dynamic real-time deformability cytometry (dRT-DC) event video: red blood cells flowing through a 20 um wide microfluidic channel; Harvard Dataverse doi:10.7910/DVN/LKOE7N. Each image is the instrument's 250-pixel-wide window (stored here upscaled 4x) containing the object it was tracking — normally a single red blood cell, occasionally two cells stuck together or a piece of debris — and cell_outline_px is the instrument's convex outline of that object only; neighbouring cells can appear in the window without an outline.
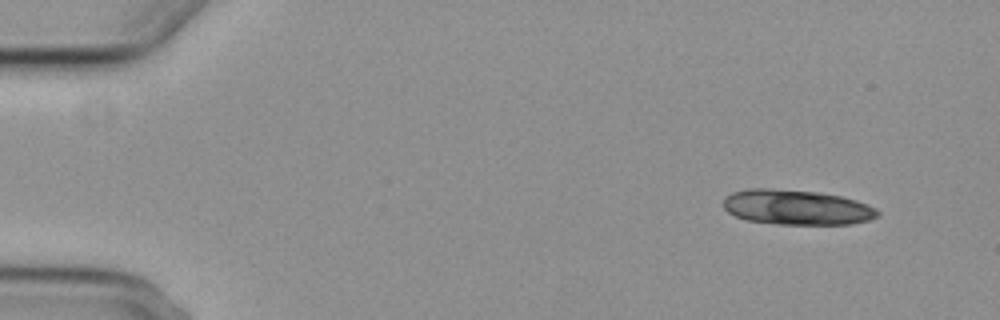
{"species": "common noctule bat (a hibernating species)", "species_latin": "Nyctalus noctula", "temperature_condition": "cold", "stored_images_in_passage": 7, "camera_frame_rate_fps": 3000, "um_per_image_px": 0.085, "animal": {"sex": "female", "body_mass_g": 29.2, "forearm_length_mm": 56.3}, "frame": {"image": 1, "passage_image": 1, "time_ms": 0.0, "image_size_px": [1000, 320], "cell_outline_px": [[880, 216], [868, 220], [852, 224], [776, 224], [744, 220], [728, 212], [724, 208], [724, 196], [732, 192], [748, 188], [772, 188], [820, 192], [840, 196], [856, 200], [868, 204], [876, 208], [880, 212]], "centroid_in_image_um": [67.71, 17.61], "position_along_channel_um": 17.3, "area_um2": 31.85}}
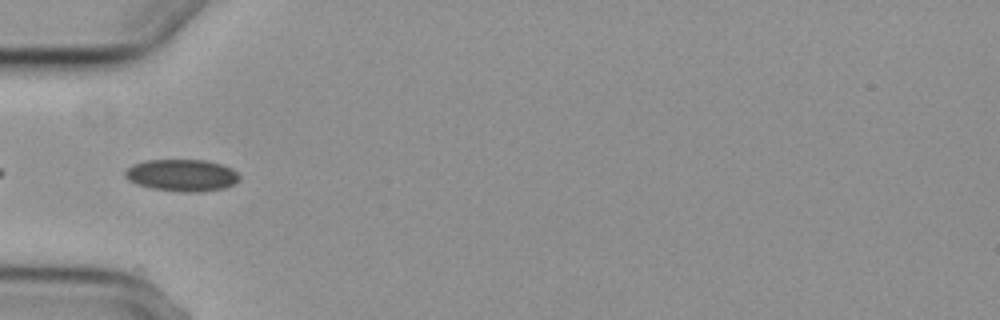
{"frame": {"image": 2, "passage_image": 5, "time_ms": 4.667, "image_size_px": [1000, 320], "cell_outline_px": [[240, 180], [224, 188], [204, 192], [180, 192], [152, 188], [136, 184], [128, 180], [124, 176], [124, 172], [132, 164], [148, 160], [204, 160], [220, 164], [232, 168], [240, 176]], "centroid_in_image_um": [15.46, 14.9], "position_along_channel_um": 69.5, "area_um2": 21.39}}
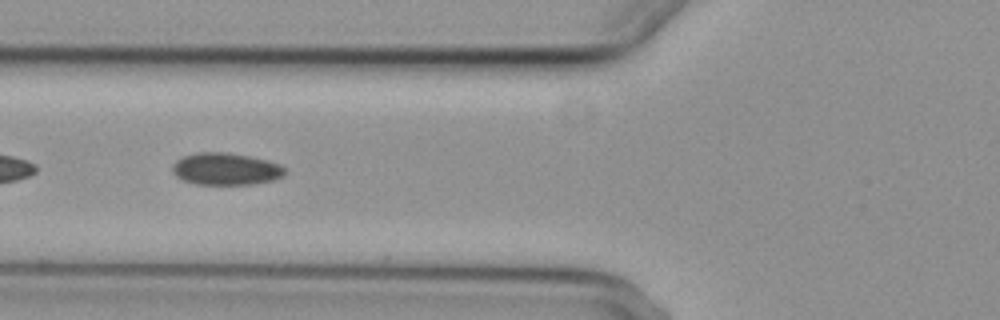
{"frame": {"image": 3, "passage_image": 6, "time_ms": 5.667, "image_size_px": [1000, 320], "cell_outline_px": [[288, 172], [284, 176], [272, 180], [252, 184], [196, 184], [184, 180], [176, 176], [172, 172], [172, 164], [176, 160], [184, 156], [200, 152], [228, 152], [268, 160], [280, 164]], "centroid_in_image_um": [19.21, 14.36], "position_along_channel_um": 106.6, "area_um2": 21.1}}